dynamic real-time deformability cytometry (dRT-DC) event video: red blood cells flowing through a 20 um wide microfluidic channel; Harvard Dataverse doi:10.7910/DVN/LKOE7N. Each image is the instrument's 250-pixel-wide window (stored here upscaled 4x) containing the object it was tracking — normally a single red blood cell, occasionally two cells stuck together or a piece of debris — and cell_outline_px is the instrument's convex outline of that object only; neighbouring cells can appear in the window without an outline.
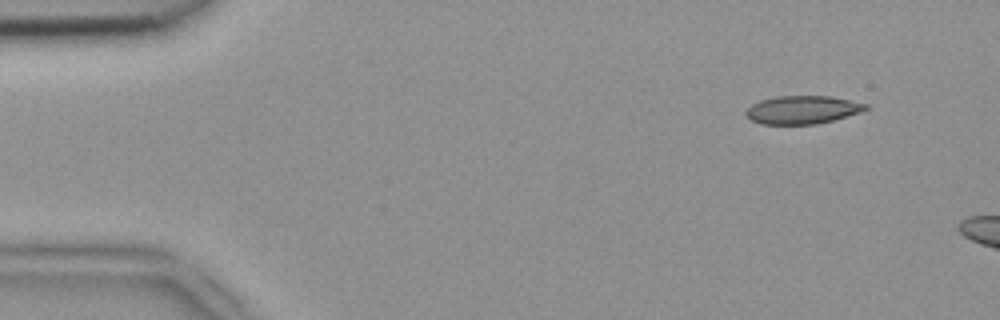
{"species": "common noctule bat (a hibernating species)", "species_latin": "Nyctalus noctula", "temperature_condition": "room temperature", "stored_images_in_passage": 5, "segment_of_instrument_passage": [2, 2], "camera_frame_rate_fps": 3000, "um_per_image_px": 0.085, "animal": {"sex": "female", "body_mass_g": 18.4}, "frame": {"image": 1, "passage_image": 5, "time_ms": 1.333, "image_size_px": [1000, 320], "cell_outline_px": [[868, 108], [860, 112], [832, 120], [816, 124], [760, 124], [752, 120], [744, 112], [752, 104], [760, 100], [776, 96], [828, 96], [868, 104]], "centroid_in_image_um": [68.18, 9.33], "position_along_channel_um": 16.8, "area_um2": 19.42}}